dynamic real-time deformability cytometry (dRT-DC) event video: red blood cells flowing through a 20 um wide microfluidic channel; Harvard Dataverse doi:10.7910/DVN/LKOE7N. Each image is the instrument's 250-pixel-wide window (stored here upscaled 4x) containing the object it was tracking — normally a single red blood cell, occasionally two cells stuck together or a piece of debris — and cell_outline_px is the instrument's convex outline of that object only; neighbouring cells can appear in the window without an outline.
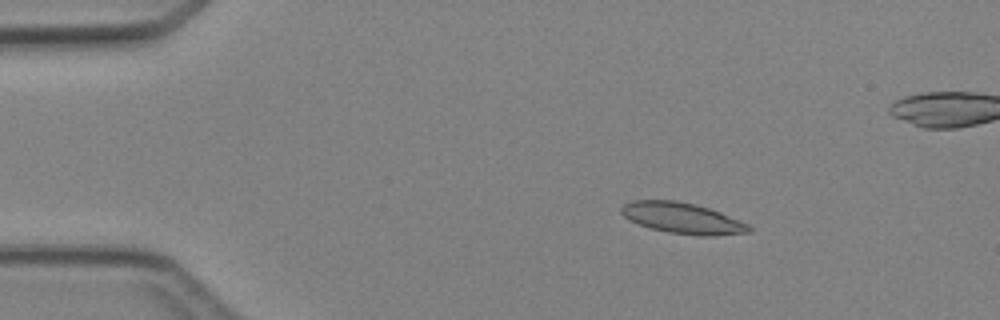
{"species": "Egyptian fruit bat (a non-hibernating species)", "species_latin": "Rousettus aegyptiacus", "temperature_condition": "cold", "stored_images_in_passage": 4, "camera_frame_rate_fps": 3000, "um_per_image_px": 0.085, "animal": {"sex": "female"}, "frame": {"image": 1, "passage_image": 1, "time_ms": 0.0, "image_size_px": [1000, 320], "cell_outline_px": [[752, 232], [716, 236], [700, 236], [668, 232], [652, 228], [628, 220], [620, 212], [620, 208], [624, 204], [632, 200], [676, 200], [696, 204], [720, 212], [748, 224], [752, 228]], "centroid_in_image_um": [58.01, 18.54], "position_along_channel_um": 27.0, "area_um2": 23.06}}
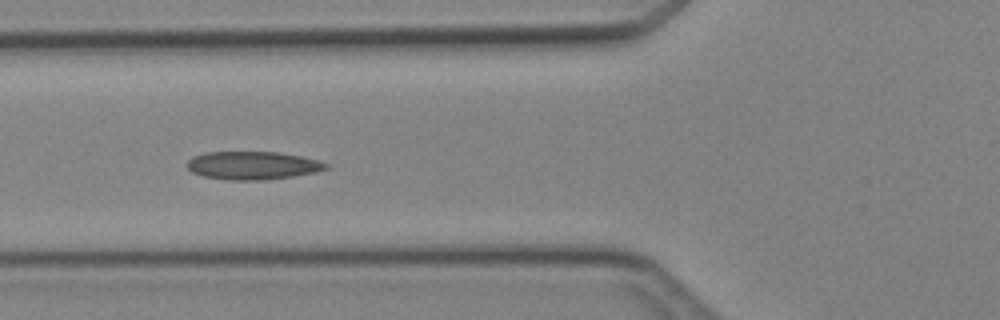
{"frame": {"image": 2, "passage_image": 4, "time_ms": 3.333, "image_size_px": [1000, 320], "cell_outline_px": [[328, 168], [312, 172], [292, 176], [264, 180], [228, 180], [204, 176], [192, 172], [188, 168], [188, 160], [192, 156], [204, 152], [276, 152], [300, 156], [316, 160], [328, 164]], "centroid_in_image_um": [21.42, 14.06], "position_along_channel_um": 104.4, "area_um2": 22.48}}